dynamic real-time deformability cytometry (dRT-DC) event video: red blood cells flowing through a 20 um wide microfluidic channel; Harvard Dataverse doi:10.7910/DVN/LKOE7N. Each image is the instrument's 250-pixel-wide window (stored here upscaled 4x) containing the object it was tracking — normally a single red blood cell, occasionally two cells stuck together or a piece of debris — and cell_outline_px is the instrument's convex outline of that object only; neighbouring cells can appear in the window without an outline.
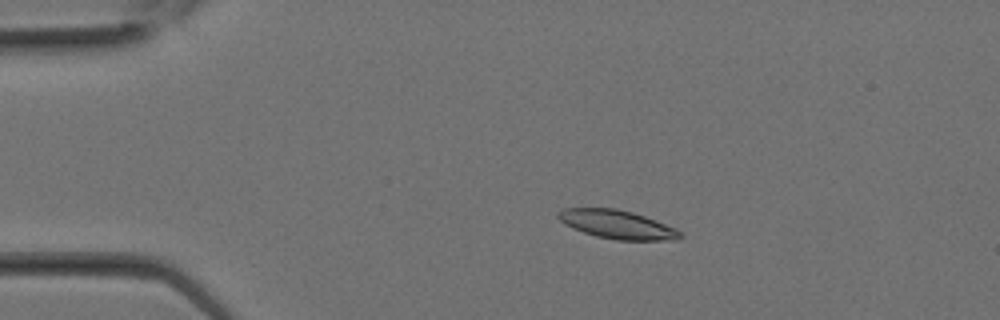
{"species": "Egyptian fruit bat (a non-hibernating species)", "species_latin": "Rousettus aegyptiacus", "temperature_condition": "room temperature", "stored_images_in_passage": 21, "camera_frame_rate_fps": 3000, "um_per_image_px": 0.085, "animal": {"sex": "female"}, "frame": {"image": 1, "passage_image": 6, "time_ms": 1.667, "image_size_px": [1000, 320], "cell_outline_px": [[684, 236], [680, 240], [616, 240], [596, 236], [572, 228], [564, 224], [556, 216], [564, 208], [616, 208], [632, 212], [644, 216], [676, 228]], "centroid_in_image_um": [52.48, 19.09], "position_along_channel_um": 32.5, "area_um2": 20.29}}
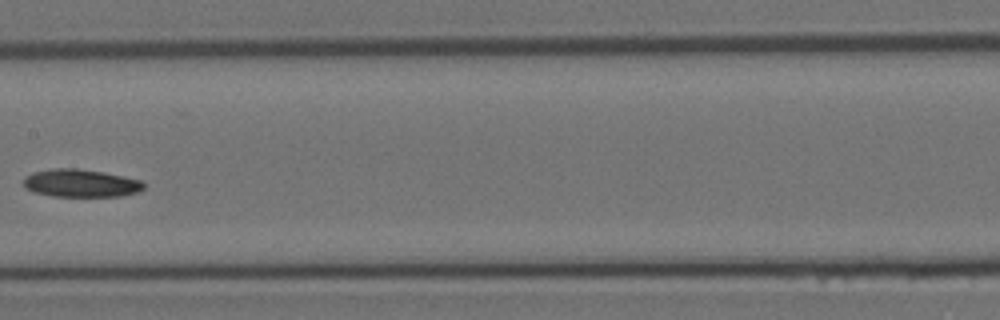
{"frame": {"image": 2, "passage_image": 15, "time_ms": 4.667, "image_size_px": [1000, 320], "cell_outline_px": [[144, 188], [136, 192], [120, 196], [52, 196], [36, 192], [24, 188], [24, 176], [32, 172], [52, 168], [76, 168], [104, 172], [124, 176], [140, 180], [144, 184]], "centroid_in_image_um": [6.83, 15.56], "position_along_channel_um": 200.6, "area_um2": 19.48}}
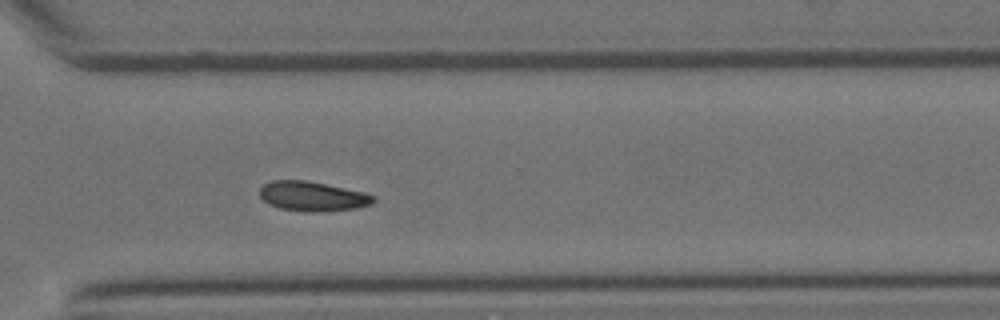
{"frame": {"image": 3, "passage_image": 21, "time_ms": 6.667, "image_size_px": [1000, 320], "cell_outline_px": [[376, 200], [372, 204], [356, 208], [324, 212], [308, 212], [280, 208], [268, 204], [260, 196], [260, 188], [264, 184], [272, 180], [304, 180], [364, 192], [376, 196]], "centroid_in_image_um": [26.58, 16.69], "position_along_channel_um": 344.0, "area_um2": 19.65}}